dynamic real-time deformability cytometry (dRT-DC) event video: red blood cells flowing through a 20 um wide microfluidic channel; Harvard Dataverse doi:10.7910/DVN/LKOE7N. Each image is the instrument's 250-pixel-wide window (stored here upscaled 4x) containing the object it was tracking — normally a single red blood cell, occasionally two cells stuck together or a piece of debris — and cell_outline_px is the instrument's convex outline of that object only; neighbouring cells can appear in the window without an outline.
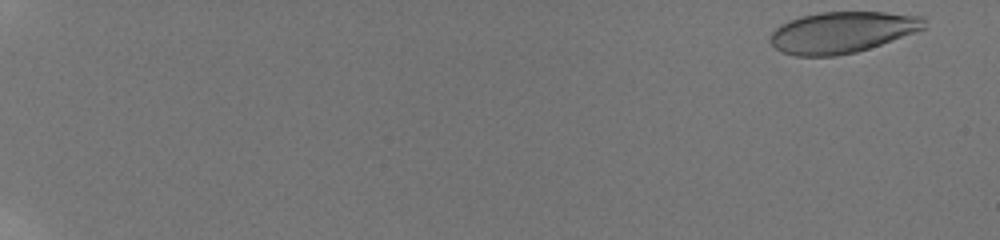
{"species": "human", "species_latin": "Homo sapiens", "temperature_condition": "room temperature", "stored_images_in_passage": 47, "camera_frame_rate_fps": 3000, "um_per_image_px": 0.085, "donor": {"sex": "male"}, "frame": {"image": 1, "passage_image": 1, "time_ms": 0.0, "image_size_px": [1000, 240], "cell_outline_px": [[924, 28], [916, 32], [856, 52], [836, 56], [796, 56], [784, 52], [776, 48], [768, 40], [772, 32], [780, 24], [788, 20], [800, 16], [820, 12], [884, 12], [924, 16]], "centroid_in_image_um": [71.55, 2.74], "position_along_channel_um": 13.5, "area_um2": 36.93}}
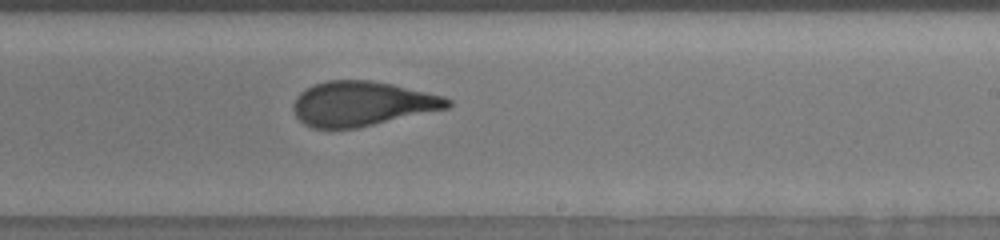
{"frame": {"image": 2, "passage_image": 31, "time_ms": 12.333, "image_size_px": [1000, 240], "cell_outline_px": [[452, 104], [448, 108], [360, 128], [312, 128], [304, 124], [296, 116], [292, 108], [292, 104], [296, 96], [300, 92], [316, 84], [328, 80], [372, 80], [392, 84], [444, 96], [452, 100]], "centroid_in_image_um": [30.78, 8.82], "position_along_channel_um": 258.2, "area_um2": 40.29}}
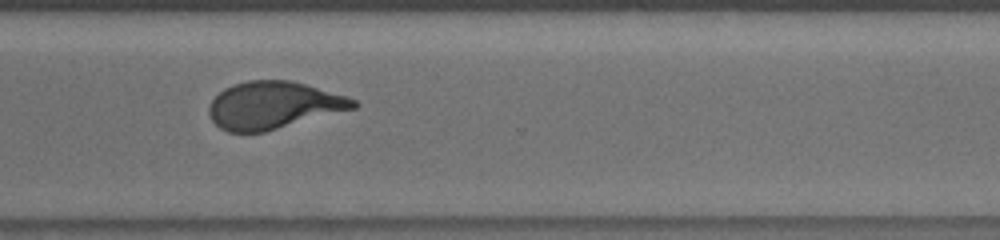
{"frame": {"image": 3, "passage_image": 38, "time_ms": 14.667, "image_size_px": [1000, 240], "cell_outline_px": [[360, 104], [356, 108], [264, 132], [228, 132], [220, 128], [212, 120], [208, 112], [208, 108], [212, 100], [224, 88], [232, 84], [248, 80], [292, 80], [344, 96], [356, 100]], "centroid_in_image_um": [23.22, 8.94], "position_along_channel_um": 347.4, "area_um2": 39.65}, "authors_computed_cell_mechanics": {"area_um2": 39.5352, "velocity_mm_per_s": 3.8199, "shape_relaxation_time_tau1_ms": 6.7884, "shape_relaxation_time_tau2_ms": 1.1183, "deformation_change_tau1": 0.2366, "deformation_change_tau2": 0.0889}}